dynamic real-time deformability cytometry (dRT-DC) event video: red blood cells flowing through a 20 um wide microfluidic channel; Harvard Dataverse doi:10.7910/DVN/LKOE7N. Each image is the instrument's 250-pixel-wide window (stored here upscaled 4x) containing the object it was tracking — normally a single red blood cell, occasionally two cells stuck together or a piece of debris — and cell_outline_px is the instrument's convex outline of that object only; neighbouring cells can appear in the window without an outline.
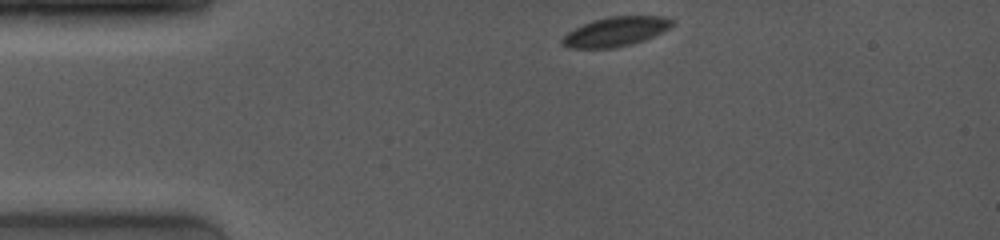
{"species": "common noctule bat (a hibernating species)", "species_latin": "Nyctalus noctula", "temperature_condition": "room temperature", "stored_images_in_passage": 20, "camera_frame_rate_fps": 4000, "um_per_image_px": 0.085, "animal": {"sex": "female", "body_mass_g": 19.0, "forearm_length_mm": 53.3}, "frame": {"image": 1, "passage_image": 1, "time_ms": 0.0, "image_size_px": [1000, 240], "cell_outline_px": [[676, 20], [668, 28], [644, 40], [632, 44], [616, 48], [568, 48], [560, 44], [560, 40], [568, 32], [592, 20], [608, 16], [668, 16]], "centroid_in_image_um": [52.32, 2.68], "position_along_channel_um": 32.7, "area_um2": 18.9}}
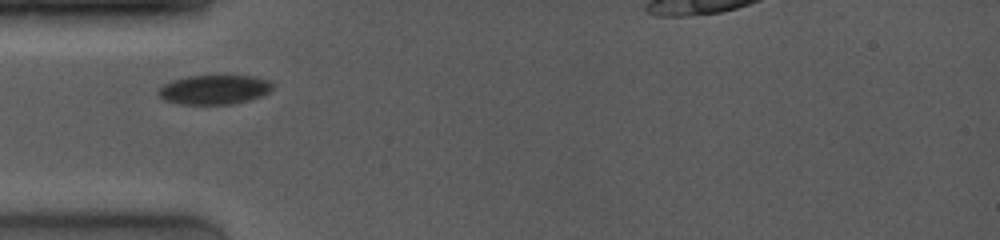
{"frame": {"image": 2, "passage_image": 13, "time_ms": 2.0, "image_size_px": [1000, 240], "cell_outline_px": [[272, 88], [268, 92], [260, 96], [248, 100], [232, 104], [180, 104], [164, 100], [156, 92], [164, 84], [172, 80], [188, 76], [252, 76], [268, 80], [272, 84]], "centroid_in_image_um": [18.18, 7.62], "position_along_channel_um": 66.8, "area_um2": 19.36}}
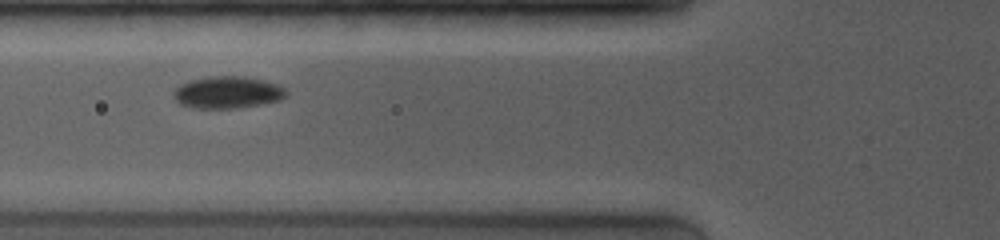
{"frame": {"image": 3, "passage_image": 19, "time_ms": 3.0, "image_size_px": [1000, 240], "cell_outline_px": [[288, 96], [280, 100], [240, 108], [192, 108], [180, 104], [172, 96], [172, 92], [180, 84], [188, 80], [212, 76], [244, 76], [276, 84], [284, 88], [288, 92]], "centroid_in_image_um": [19.31, 7.86], "position_along_channel_um": 106.5, "area_um2": 21.15}}